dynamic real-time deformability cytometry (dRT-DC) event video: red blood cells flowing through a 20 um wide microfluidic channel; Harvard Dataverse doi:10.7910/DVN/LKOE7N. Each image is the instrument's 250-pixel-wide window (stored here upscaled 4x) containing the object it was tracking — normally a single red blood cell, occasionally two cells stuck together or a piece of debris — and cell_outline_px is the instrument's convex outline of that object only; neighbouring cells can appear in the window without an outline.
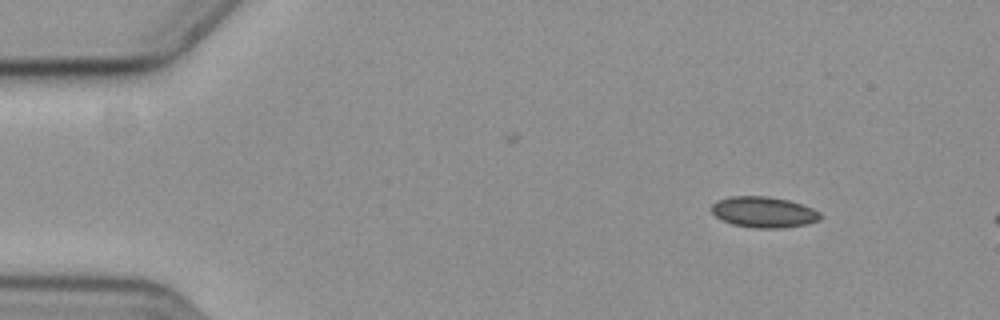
{"species": "common noctule bat (a hibernating species)", "species_latin": "Nyctalus noctula", "temperature_condition": "cold", "stored_images_in_passage": 14, "camera_frame_rate_fps": 3000, "um_per_image_px": 0.085, "animal": {"sex": "female", "body_mass_g": 19.3, "forearm_length_mm": 54.1}, "frame": {"image": 1, "passage_image": 7, "time_ms": 2.0, "image_size_px": [1000, 320], "cell_outline_px": [[820, 220], [808, 224], [780, 228], [756, 228], [732, 224], [716, 216], [712, 212], [712, 204], [716, 200], [732, 196], [768, 196], [788, 200], [812, 208], [820, 212]], "centroid_in_image_um": [64.92, 18.03], "position_along_channel_um": 20.1, "area_um2": 19.48}}